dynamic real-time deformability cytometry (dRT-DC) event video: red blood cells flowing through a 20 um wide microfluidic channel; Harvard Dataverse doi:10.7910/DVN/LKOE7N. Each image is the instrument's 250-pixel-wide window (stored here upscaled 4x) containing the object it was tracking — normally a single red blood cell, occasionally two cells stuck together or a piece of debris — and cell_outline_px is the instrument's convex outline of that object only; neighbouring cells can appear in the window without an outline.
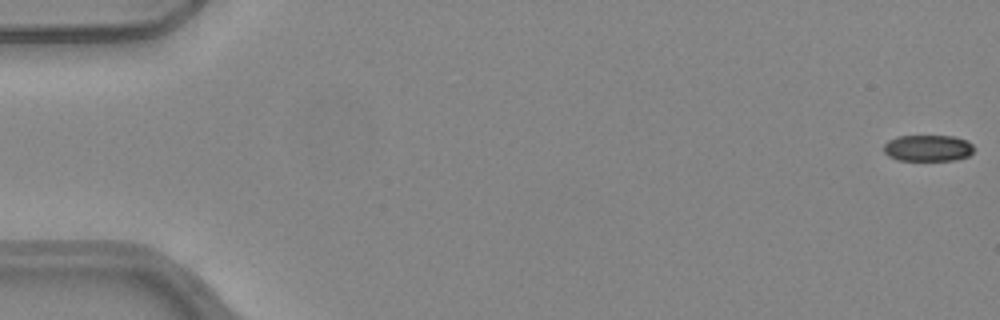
{"species": "common noctule bat (a hibernating species)", "species_latin": "Nyctalus noctula", "temperature_condition": "warm", "stored_images_in_passage": 52, "camera_frame_rate_fps": 3000, "um_per_image_px": 0.085, "animal": {"sex": "female", "body_mass_g": 24.6, "forearm_length_mm": 56.2}, "frame": {"image": 1, "passage_image": 1, "time_ms": 0.0, "image_size_px": [1000, 320], "cell_outline_px": [[972, 152], [968, 156], [956, 160], [896, 160], [888, 156], [884, 152], [884, 144], [888, 140], [896, 136], [952, 136], [968, 140], [972, 144]], "centroid_in_image_um": [78.85, 12.58], "position_along_channel_um": 6.2, "area_um2": 13.93}}
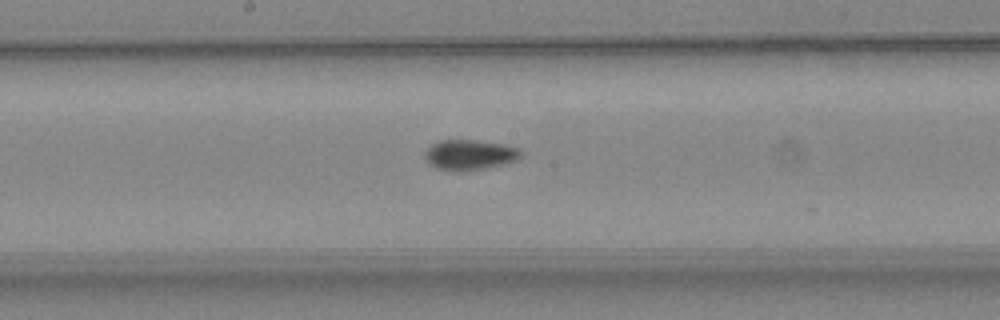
{"frame": {"image": 2, "passage_image": 28, "time_ms": 9.0, "image_size_px": [1000, 320], "cell_outline_px": [[524, 156], [516, 160], [484, 168], [464, 172], [452, 172], [436, 168], [428, 164], [424, 156], [424, 152], [432, 144], [440, 140], [476, 140], [504, 144], [520, 148], [524, 152]], "centroid_in_image_um": [39.92, 13.17], "position_along_channel_um": 208.3, "area_um2": 17.28}}
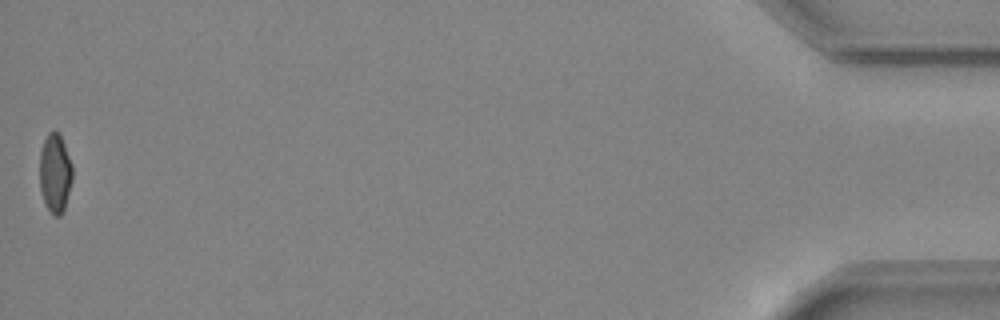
{"frame": {"image": 3, "passage_image": 52, "time_ms": 17.0, "image_size_px": [1000, 320], "cell_outline_px": [[72, 180], [64, 208], [60, 216], [56, 216], [48, 208], [44, 200], [40, 188], [40, 152], [44, 140], [48, 132], [52, 128], [60, 132], [72, 164]], "centroid_in_image_um": [4.68, 14.63], "position_along_channel_um": 430.5, "area_um2": 15.09}, "authors_computed_cell_mechanics": {"area_um2": 16.0395, "velocity_mm_per_s": 4.0209, "shape_relaxation_time_tau1_ms": 8.3199, "shape_relaxation_time_tau2_ms": 3.7808, "deformation_change_tau1": 0.1789, "deformation_change_tau2": 0.0902}}